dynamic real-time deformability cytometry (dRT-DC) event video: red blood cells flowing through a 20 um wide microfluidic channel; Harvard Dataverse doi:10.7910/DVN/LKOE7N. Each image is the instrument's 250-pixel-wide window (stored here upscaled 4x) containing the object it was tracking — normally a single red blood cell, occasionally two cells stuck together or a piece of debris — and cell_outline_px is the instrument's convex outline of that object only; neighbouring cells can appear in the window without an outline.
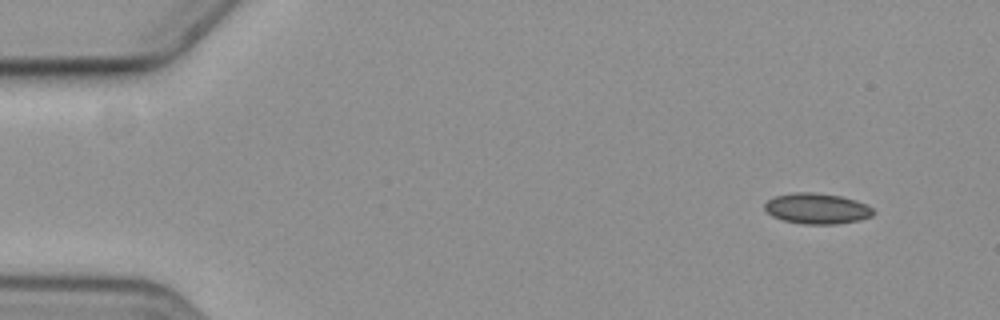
{"species": "common noctule bat (a hibernating species)", "species_latin": "Nyctalus noctula", "temperature_condition": "cold", "stored_images_in_passage": 6, "camera_frame_rate_fps": 3000, "um_per_image_px": 0.085, "animal": {"sex": "female", "body_mass_g": 19.3, "forearm_length_mm": 54.1}, "frame": {"image": 1, "passage_image": 1, "time_ms": 0.0, "image_size_px": [1000, 320], "cell_outline_px": [[876, 212], [872, 216], [860, 220], [836, 224], [804, 224], [784, 220], [772, 216], [764, 208], [764, 204], [772, 196], [796, 192], [812, 192], [840, 196], [856, 200], [872, 208]], "centroid_in_image_um": [69.44, 17.72], "position_along_channel_um": 15.6, "area_um2": 19.42}}
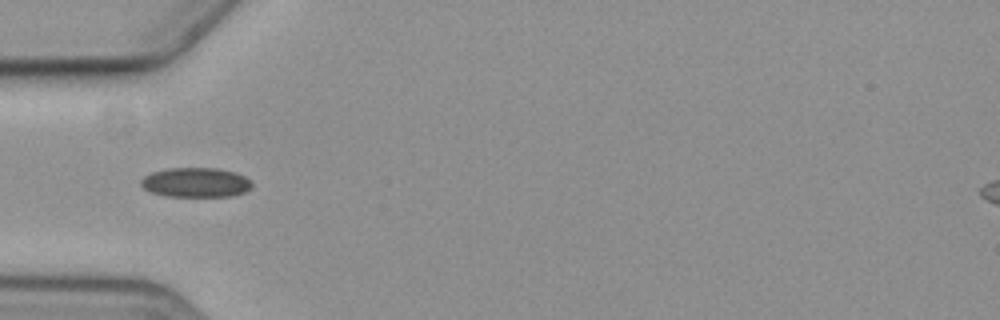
{"frame": {"image": 2, "passage_image": 5, "time_ms": 4.667, "image_size_px": [1000, 320], "cell_outline_px": [[252, 188], [244, 192], [232, 196], [164, 196], [148, 192], [140, 184], [140, 180], [144, 176], [152, 172], [164, 168], [216, 168], [236, 172], [252, 180]], "centroid_in_image_um": [16.63, 15.5], "position_along_channel_um": 68.4, "area_um2": 19.42}}
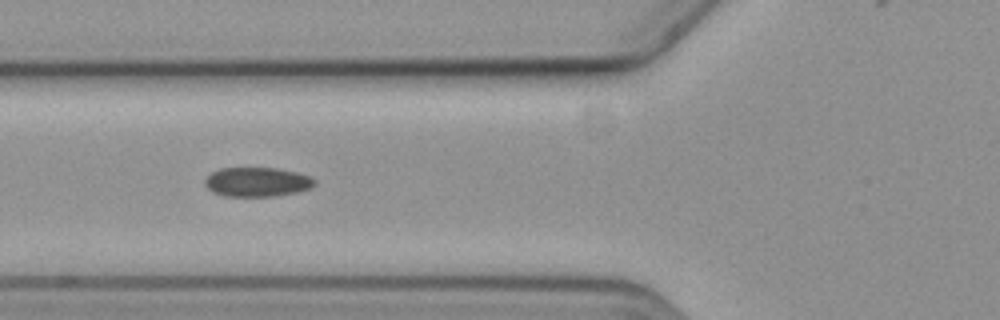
{"frame": {"image": 3, "passage_image": 6, "time_ms": 5.667, "image_size_px": [1000, 320], "cell_outline_px": [[316, 184], [312, 188], [296, 192], [272, 196], [224, 196], [212, 192], [204, 184], [204, 180], [212, 172], [220, 168], [276, 168], [296, 172], [312, 176], [316, 180]], "centroid_in_image_um": [21.87, 15.46], "position_along_channel_um": 103.9, "area_um2": 18.84}}